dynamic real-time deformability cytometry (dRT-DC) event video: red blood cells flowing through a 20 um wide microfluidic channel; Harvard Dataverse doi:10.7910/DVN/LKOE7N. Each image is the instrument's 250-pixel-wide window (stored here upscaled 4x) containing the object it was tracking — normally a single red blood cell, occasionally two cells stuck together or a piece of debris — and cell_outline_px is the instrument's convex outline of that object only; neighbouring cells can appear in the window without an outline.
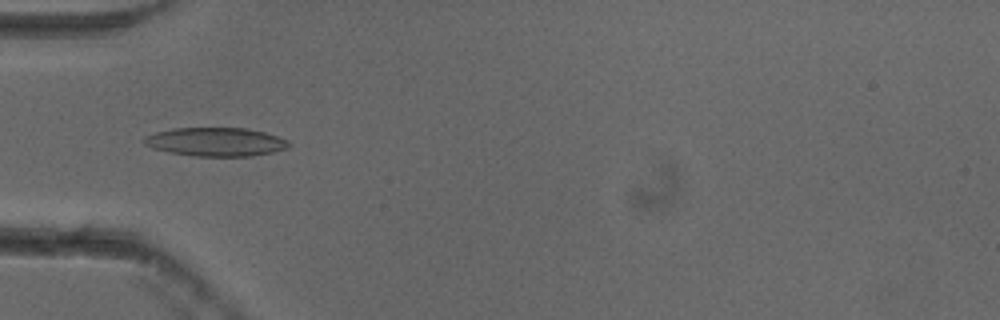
{"species": "common noctule bat (a hibernating species)", "species_latin": "Nyctalus noctula", "temperature_condition": "cold", "stored_images_in_passage": 40, "camera_frame_rate_fps": 3000, "um_per_image_px": 0.085, "animal": {"sex": "female"}, "frame": {"image": 1, "passage_image": 4, "time_ms": 1.0, "image_size_px": [1000, 320], "cell_outline_px": [[292, 144], [288, 148], [272, 152], [252, 156], [192, 156], [168, 152], [152, 148], [144, 144], [144, 136], [156, 132], [172, 128], [244, 128], [264, 132], [288, 140]], "centroid_in_image_um": [18.33, 12.06], "position_along_channel_um": 66.7, "area_um2": 24.22}}
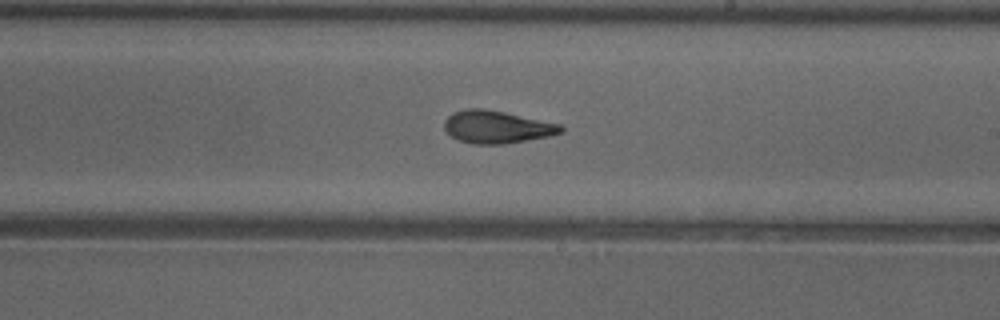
{"frame": {"image": 2, "passage_image": 18, "time_ms": 5.667, "image_size_px": [1000, 320], "cell_outline_px": [[564, 132], [552, 136], [504, 144], [472, 144], [456, 140], [444, 128], [444, 120], [452, 112], [468, 108], [484, 108], [504, 112], [560, 124], [564, 128]], "centroid_in_image_um": [42.23, 10.8], "position_along_channel_um": 246.8, "area_um2": 22.31}}
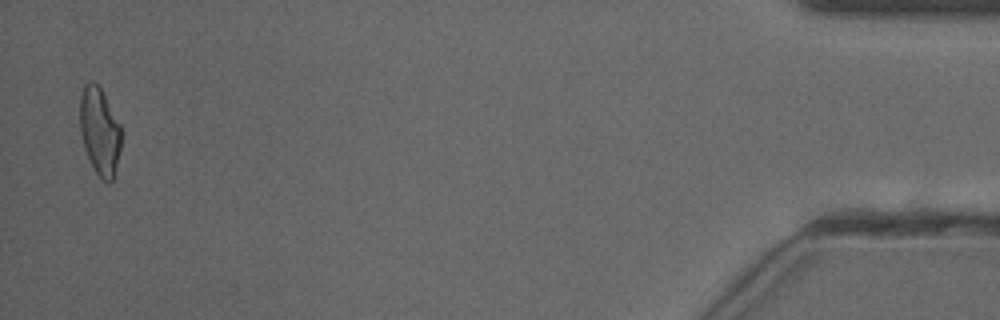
{"frame": {"image": 3, "passage_image": 39, "time_ms": 12.667, "image_size_px": [1000, 320], "cell_outline_px": [[124, 132], [116, 168], [112, 180], [104, 180], [96, 172], [84, 148], [80, 136], [80, 96], [84, 84], [88, 80], [92, 80], [100, 88], [120, 124]], "centroid_in_image_um": [8.48, 11.12], "position_along_channel_um": 426.7, "area_um2": 21.1}, "authors_computed_cell_mechanics": {"area_um2": 21.7039, "velocity_mm_per_s": 3.8682, "shape_relaxation_time_tau1_ms": 9.2738, "shape_relaxation_time_tau2_ms": 2.287, "deformation_change_tau1": 0.2233, "deformation_change_tau2": 0.1019}}